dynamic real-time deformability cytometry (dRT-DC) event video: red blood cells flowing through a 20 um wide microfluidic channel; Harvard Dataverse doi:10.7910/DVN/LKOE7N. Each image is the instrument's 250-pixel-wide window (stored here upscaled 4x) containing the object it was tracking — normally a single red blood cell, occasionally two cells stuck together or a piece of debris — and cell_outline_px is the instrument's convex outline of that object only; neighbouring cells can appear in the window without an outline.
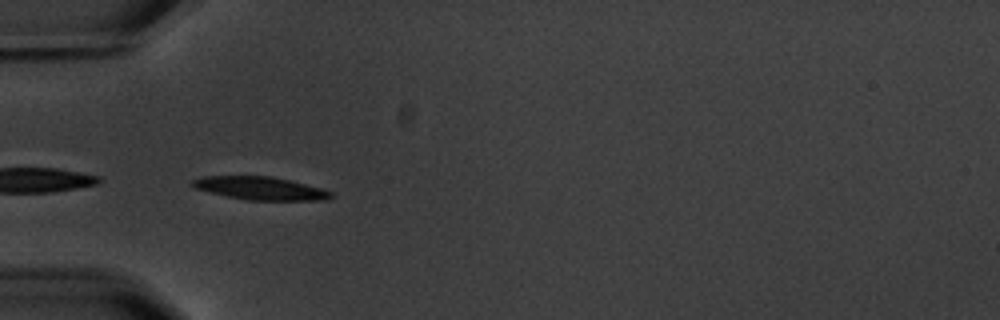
{"species": "common noctule bat (a hibernating species)", "species_latin": "Nyctalus noctula", "temperature_condition": "warm", "stored_images_in_passage": 5, "camera_frame_rate_fps": 3000, "um_per_image_px": 0.085, "animal": {"sex": "male", "body_mass_g": 20.1, "forearm_length_mm": 53.5}, "frame": {"image": 1, "passage_image": 4, "time_ms": 3.667, "image_size_px": [1000, 320], "cell_outline_px": [[332, 196], [328, 200], [248, 200], [228, 196], [192, 188], [188, 184], [192, 180], [204, 176], [268, 176], [288, 180], [320, 188], [332, 192]], "centroid_in_image_um": [22.06, 16.0], "position_along_channel_um": 62.9, "area_um2": 18.44}}